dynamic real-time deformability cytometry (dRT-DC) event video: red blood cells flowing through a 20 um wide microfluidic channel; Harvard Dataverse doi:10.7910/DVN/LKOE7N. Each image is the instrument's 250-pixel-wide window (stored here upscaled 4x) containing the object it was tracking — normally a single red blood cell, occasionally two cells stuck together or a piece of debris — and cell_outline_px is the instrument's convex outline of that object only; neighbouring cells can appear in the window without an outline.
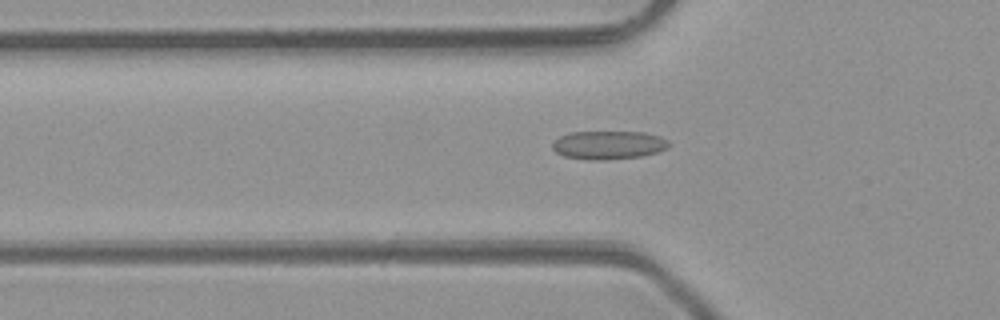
{"species": "common noctule bat (a hibernating species)", "species_latin": "Nyctalus noctula", "temperature_condition": "room temperature", "stored_images_in_passage": 31, "camera_frame_rate_fps": 3000, "um_per_image_px": 0.085, "animal": {"sex": "male", "body_mass_g": 23.1, "forearm_length_mm": 52.7}, "frame": {"image": 1, "passage_image": 2, "time_ms": 0.333, "image_size_px": [1000, 320], "cell_outline_px": [[668, 148], [656, 152], [640, 156], [604, 160], [588, 160], [564, 156], [556, 152], [552, 148], [552, 140], [560, 136], [572, 132], [644, 132], [660, 136], [668, 140]], "centroid_in_image_um": [51.69, 12.32], "position_along_channel_um": 74.1, "area_um2": 19.31}}
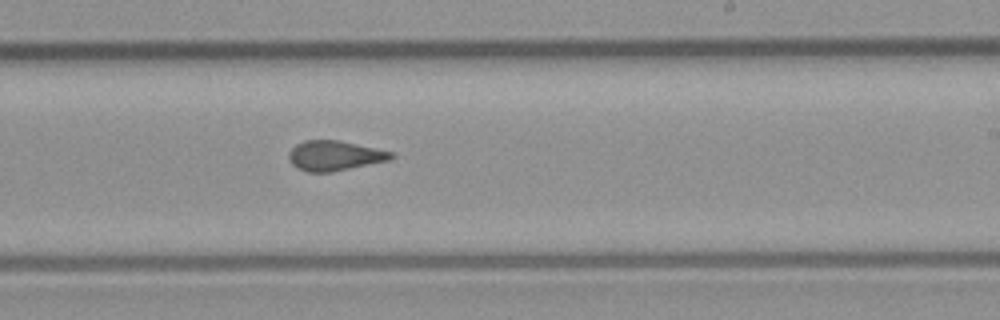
{"frame": {"image": 2, "passage_image": 15, "time_ms": 4.667, "image_size_px": [1000, 320], "cell_outline_px": [[396, 156], [392, 160], [332, 172], [308, 172], [292, 164], [288, 160], [288, 152], [296, 144], [304, 140], [340, 140], [396, 152]], "centroid_in_image_um": [28.51, 13.22], "position_along_channel_um": 260.5, "area_um2": 18.21}}
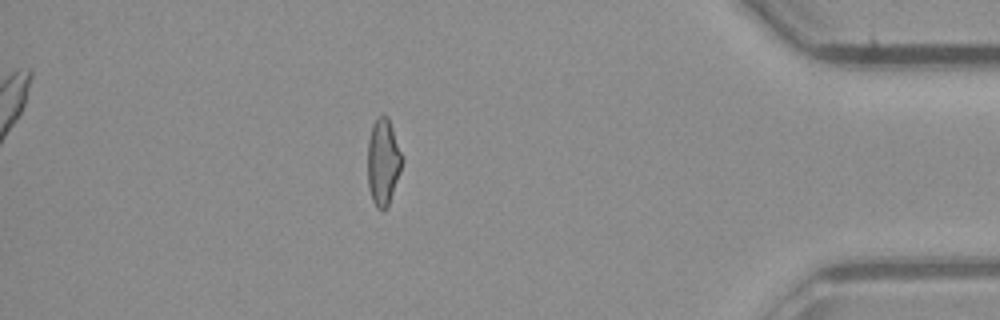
{"frame": {"image": 3, "passage_image": 28, "time_ms": 9.0, "image_size_px": [1000, 320], "cell_outline_px": [[404, 160], [400, 172], [388, 204], [384, 208], [376, 208], [372, 200], [368, 188], [368, 140], [372, 124], [380, 116], [388, 116], [404, 156]], "centroid_in_image_um": [32.58, 13.72], "position_along_channel_um": 402.6, "area_um2": 17.4}}